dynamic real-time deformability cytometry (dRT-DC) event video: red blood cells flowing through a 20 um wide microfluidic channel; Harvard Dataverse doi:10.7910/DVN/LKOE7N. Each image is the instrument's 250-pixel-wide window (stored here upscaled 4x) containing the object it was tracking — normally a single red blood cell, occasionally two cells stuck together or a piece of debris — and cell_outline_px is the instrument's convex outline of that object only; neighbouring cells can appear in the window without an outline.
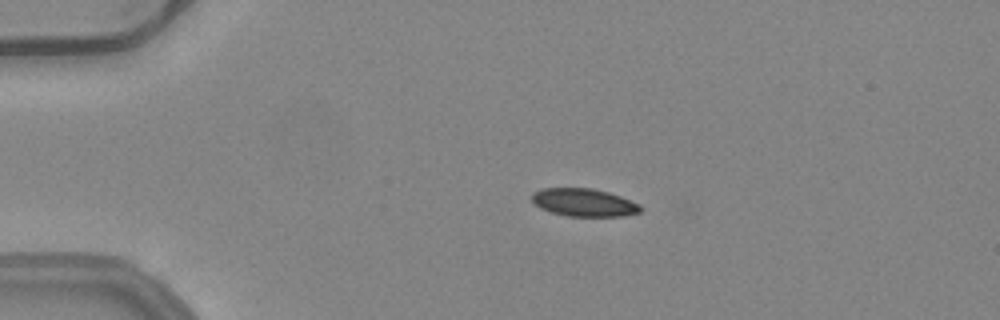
{"species": "common noctule bat (a hibernating species)", "species_latin": "Nyctalus noctula", "temperature_condition": "warm", "stored_images_in_passage": 53, "camera_frame_rate_fps": 3000, "um_per_image_px": 0.085, "animal": {"sex": "female", "body_mass_g": 24.6, "forearm_length_mm": 56.2}, "frame": {"image": 1, "passage_image": 12, "time_ms": 3.667, "image_size_px": [1000, 320], "cell_outline_px": [[644, 208], [640, 212], [624, 216], [568, 216], [552, 212], [540, 208], [532, 200], [532, 192], [544, 188], [592, 188], [608, 192], [620, 196], [640, 204]], "centroid_in_image_um": [49.66, 17.21], "position_along_channel_um": 35.3, "area_um2": 17.63}}
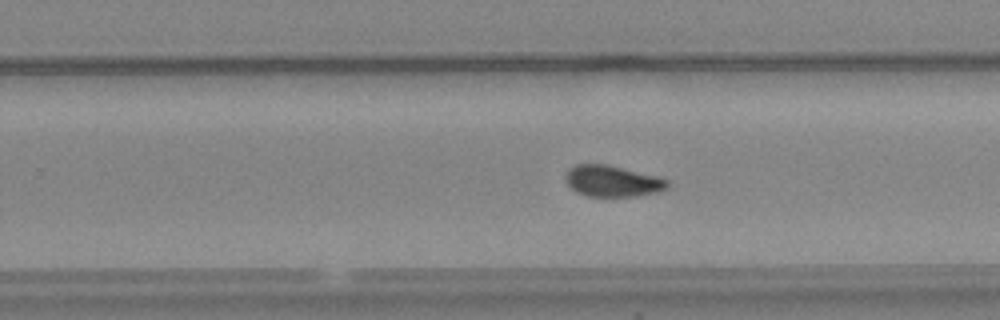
{"frame": {"image": 2, "passage_image": 34, "time_ms": 11.0, "image_size_px": [1000, 320], "cell_outline_px": [[668, 188], [660, 192], [636, 196], [588, 196], [576, 192], [564, 180], [564, 176], [568, 168], [576, 164], [604, 164], [656, 176], [668, 180]], "centroid_in_image_um": [52.03, 15.4], "position_along_channel_um": 277.8, "area_um2": 18.5}}
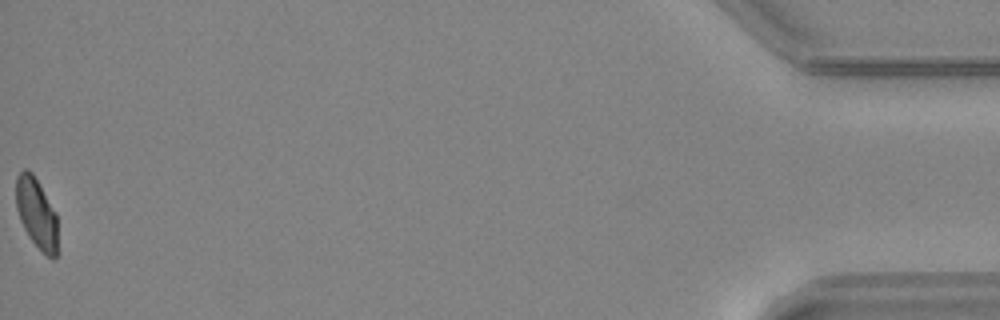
{"frame": {"image": 3, "passage_image": 53, "time_ms": 17.333, "image_size_px": [1000, 320], "cell_outline_px": [[56, 256], [52, 260], [28, 236], [20, 220], [16, 208], [16, 176], [24, 168], [28, 168], [32, 172], [56, 212]], "centroid_in_image_um": [3.07, 18.07], "position_along_channel_um": 432.1, "area_um2": 16.82}, "authors_computed_cell_mechanics": {"area_um2": 18.4382, "velocity_mm_per_s": 3.9762, "shape_relaxation_time_tau1_ms": null, "shape_relaxation_time_tau2_ms": 1.0706, "deformation_change_tau1": null, "deformation_change_tau2": 0.0533}}